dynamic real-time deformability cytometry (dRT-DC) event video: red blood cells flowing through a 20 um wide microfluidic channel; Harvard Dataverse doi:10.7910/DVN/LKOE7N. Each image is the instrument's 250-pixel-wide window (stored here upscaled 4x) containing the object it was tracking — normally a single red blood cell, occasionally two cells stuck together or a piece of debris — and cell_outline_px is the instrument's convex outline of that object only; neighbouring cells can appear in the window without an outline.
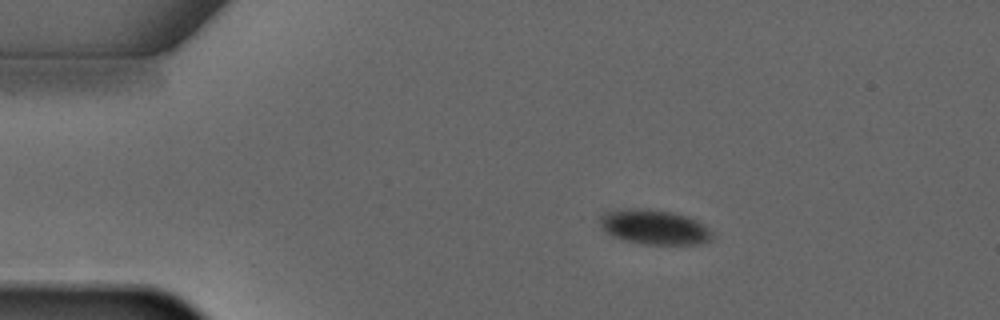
{"species": "common noctule bat (a hibernating species)", "species_latin": "Nyctalus noctula", "temperature_condition": "warm", "stored_images_in_passage": 7, "camera_frame_rate_fps": 3000, "um_per_image_px": 0.085, "animal": {"sex": "male", "forearm_length_mm": 52.5}, "frame": {"image": 1, "passage_image": 1, "time_ms": 0.0, "image_size_px": [1000, 320], "cell_outline_px": [[712, 240], [700, 244], [640, 244], [624, 240], [612, 236], [600, 228], [596, 220], [596, 216], [604, 212], [624, 208], [648, 208], [672, 212], [688, 216], [696, 220], [708, 228], [712, 232]], "centroid_in_image_um": [55.53, 19.28], "position_along_channel_um": 29.5, "area_um2": 23.35}}
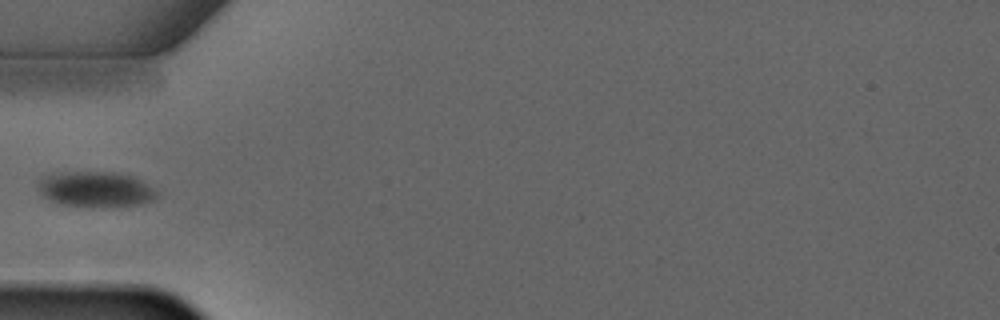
{"frame": {"image": 2, "passage_image": 3, "time_ms": 2.333, "image_size_px": [1000, 320], "cell_outline_px": [[156, 196], [140, 204], [104, 208], [96, 208], [64, 204], [52, 200], [44, 196], [40, 192], [40, 176], [60, 172], [116, 172], [132, 176], [140, 180], [156, 192]], "centroid_in_image_um": [8.09, 16.09], "position_along_channel_um": 76.9, "area_um2": 24.28}}